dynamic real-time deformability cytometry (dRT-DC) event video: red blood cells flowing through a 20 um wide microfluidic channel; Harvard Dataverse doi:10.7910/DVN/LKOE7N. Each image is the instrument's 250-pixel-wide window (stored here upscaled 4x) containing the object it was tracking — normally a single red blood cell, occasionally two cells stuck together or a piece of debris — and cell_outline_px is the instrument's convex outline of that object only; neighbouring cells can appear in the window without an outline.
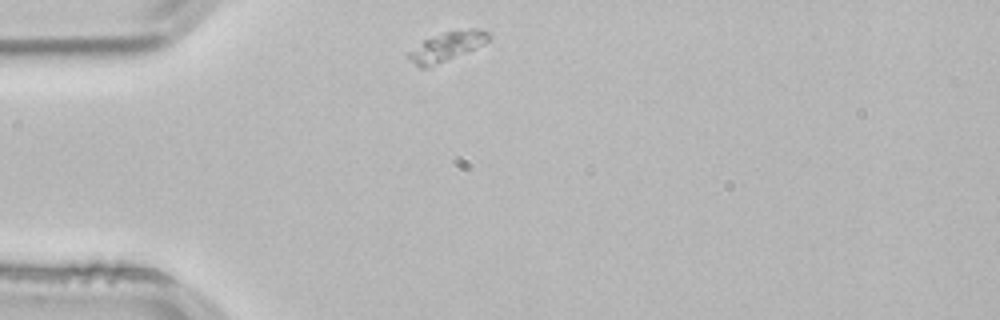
{"species": "common noctule bat (a hibernating species)", "species_latin": "Nyctalus noctula", "temperature_condition": "room temperature", "stored_images_in_passage": 31, "camera_frame_rate_fps": 3000, "um_per_image_px": 0.085, "animal": {"sex": "male", "body_mass_g": 21.5, "forearm_length_mm": 52.0}, "frame": {"image": 1, "passage_image": 1, "time_ms": 0.0, "image_size_px": [1000, 320], "cell_outline_px": [[488, 40], [484, 44], [476, 48], [428, 68], [420, 68], [404, 56], [408, 52], [424, 40], [444, 32], [468, 28], [480, 28], [488, 32]], "centroid_in_image_um": [37.95, 3.96], "position_along_channel_um": 47.0, "area_um2": 13.64}}
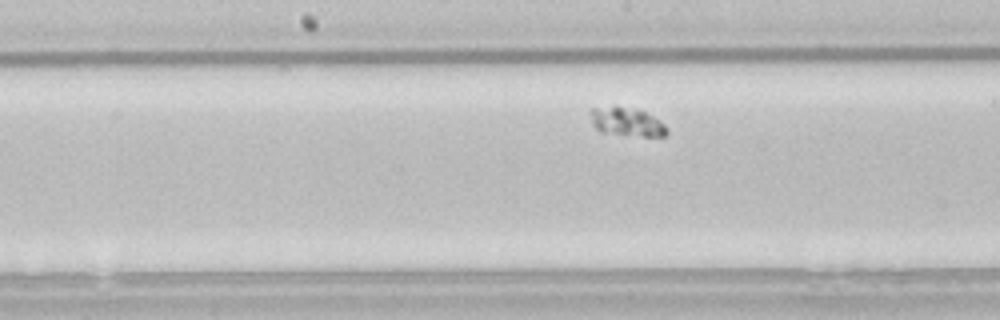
{"frame": {"image": 2, "passage_image": 15, "time_ms": 4.667, "image_size_px": [1000, 320], "cell_outline_px": [[668, 132], [664, 136], [640, 136], [600, 132], [592, 124], [592, 108], [616, 104], [644, 112], [652, 116], [664, 124], [668, 128]], "centroid_in_image_um": [53.26, 10.34], "position_along_channel_um": 194.9, "area_um2": 12.72}}
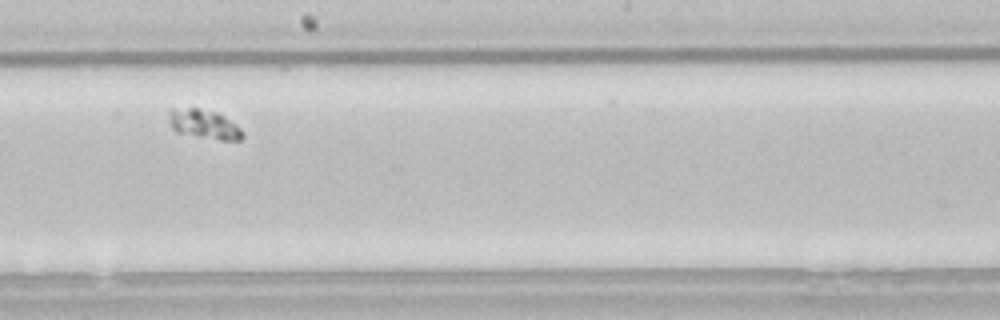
{"frame": {"image": 3, "passage_image": 18, "time_ms": 5.667, "image_size_px": [1000, 320], "cell_outline_px": [[244, 136], [240, 140], [220, 140], [196, 136], [176, 132], [172, 128], [168, 112], [168, 108], [200, 108], [216, 112], [224, 116], [236, 124], [244, 132]], "centroid_in_image_um": [17.35, 10.55], "position_along_channel_um": 230.9, "area_um2": 12.66}}